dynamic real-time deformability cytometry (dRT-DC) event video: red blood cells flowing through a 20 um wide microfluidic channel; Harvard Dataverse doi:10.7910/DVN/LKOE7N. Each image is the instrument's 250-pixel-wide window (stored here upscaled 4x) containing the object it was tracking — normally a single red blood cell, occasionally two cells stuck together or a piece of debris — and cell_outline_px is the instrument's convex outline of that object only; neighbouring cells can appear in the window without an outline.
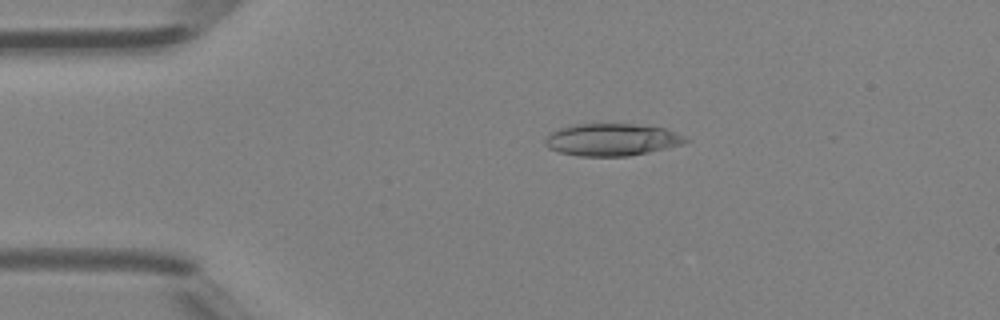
{"species": "Egyptian fruit bat (a non-hibernating species)", "species_latin": "Rousettus aegyptiacus", "temperature_condition": "room temperature", "stored_images_in_passage": 43, "camera_frame_rate_fps": 3000, "um_per_image_px": 0.085, "animal": {"sex": "female"}, "frame": {"image": 1, "passage_image": 6, "time_ms": 1.667, "image_size_px": [1000, 320], "cell_outline_px": [[688, 140], [680, 144], [648, 152], [628, 156], [580, 156], [560, 152], [548, 148], [544, 144], [544, 140], [552, 132], [560, 128], [572, 124], [636, 124], [664, 128], [684, 136]], "centroid_in_image_um": [51.95, 11.87], "position_along_channel_um": 33.0, "area_um2": 26.07}}
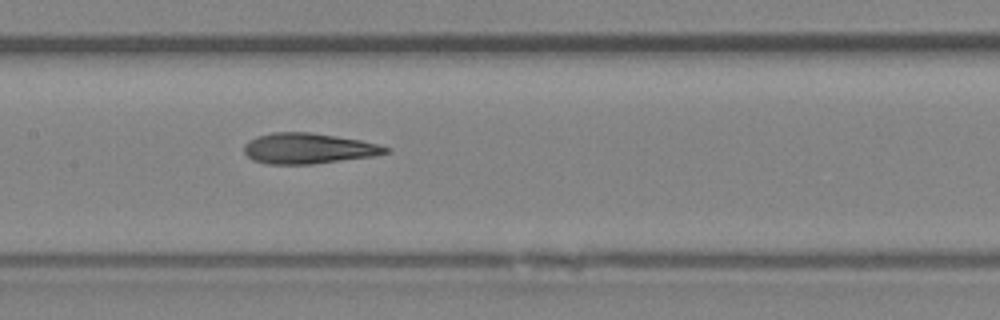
{"frame": {"image": 2, "passage_image": 19, "time_ms": 6.0, "image_size_px": [1000, 320], "cell_outline_px": [[392, 152], [372, 156], [312, 164], [268, 164], [252, 160], [244, 152], [244, 144], [248, 140], [256, 136], [272, 132], [308, 132], [336, 136], [360, 140], [392, 148]], "centroid_in_image_um": [26.19, 12.61], "position_along_channel_um": 181.2, "area_um2": 25.26}}
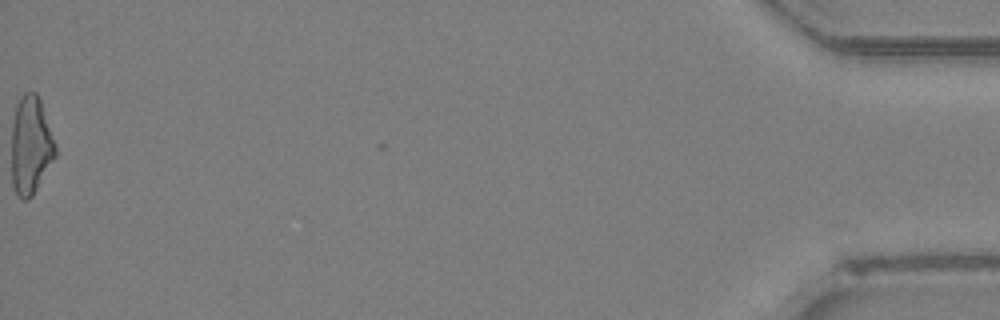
{"frame": {"image": 3, "passage_image": 43, "time_ms": 14.0, "image_size_px": [1000, 320], "cell_outline_px": [[56, 156], [32, 196], [28, 200], [24, 200], [16, 196], [12, 184], [12, 120], [16, 104], [20, 96], [24, 92], [36, 92], [40, 100], [56, 144]], "centroid_in_image_um": [2.6, 12.36], "position_along_channel_um": 432.6, "area_um2": 25.26}, "authors_computed_cell_mechanics": {"area_um2": 25.2008, "velocity_mm_per_s": 4.4529, "shape_relaxation_time_tau1_ms": 7.0426, "shape_relaxation_time_tau2_ms": 3.2276, "deformation_change_tau1": 0.2179, "deformation_change_tau2": 0.1326}}